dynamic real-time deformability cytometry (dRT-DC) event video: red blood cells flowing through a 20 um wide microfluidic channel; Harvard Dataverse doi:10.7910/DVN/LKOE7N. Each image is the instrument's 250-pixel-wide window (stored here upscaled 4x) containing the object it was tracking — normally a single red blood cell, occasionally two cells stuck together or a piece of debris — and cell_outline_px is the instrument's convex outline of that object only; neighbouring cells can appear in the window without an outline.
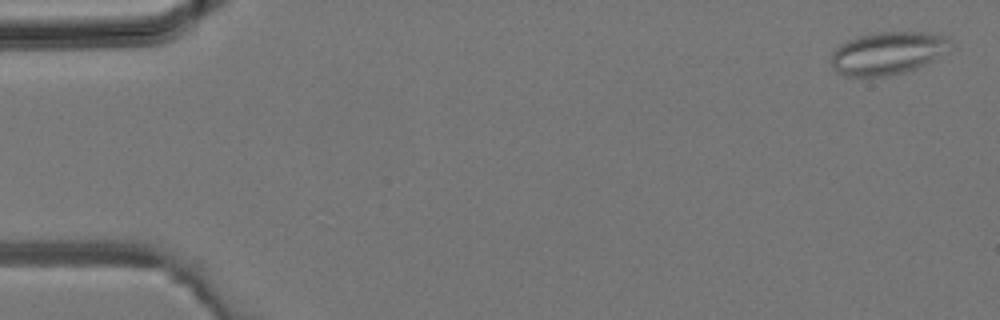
{"species": "common noctule bat (a hibernating species)", "species_latin": "Nyctalus noctula", "temperature_condition": "room temperature", "stored_images_in_passage": 9, "camera_frame_rate_fps": 3000, "um_per_image_px": 0.085, "animal": {"sex": "male", "body_mass_g": 19.2, "forearm_length_mm": 51.8}, "frame": {"image": 1, "passage_image": 1, "time_ms": 0.0, "image_size_px": [1000, 320], "cell_outline_px": [[956, 48], [916, 68], [888, 76], [848, 76], [836, 72], [832, 64], [832, 52], [840, 44], [848, 40], [860, 36], [880, 32], [920, 32], [944, 36], [952, 40]], "centroid_in_image_um": [75.51, 4.51], "position_along_channel_um": 9.5, "area_um2": 29.65}}